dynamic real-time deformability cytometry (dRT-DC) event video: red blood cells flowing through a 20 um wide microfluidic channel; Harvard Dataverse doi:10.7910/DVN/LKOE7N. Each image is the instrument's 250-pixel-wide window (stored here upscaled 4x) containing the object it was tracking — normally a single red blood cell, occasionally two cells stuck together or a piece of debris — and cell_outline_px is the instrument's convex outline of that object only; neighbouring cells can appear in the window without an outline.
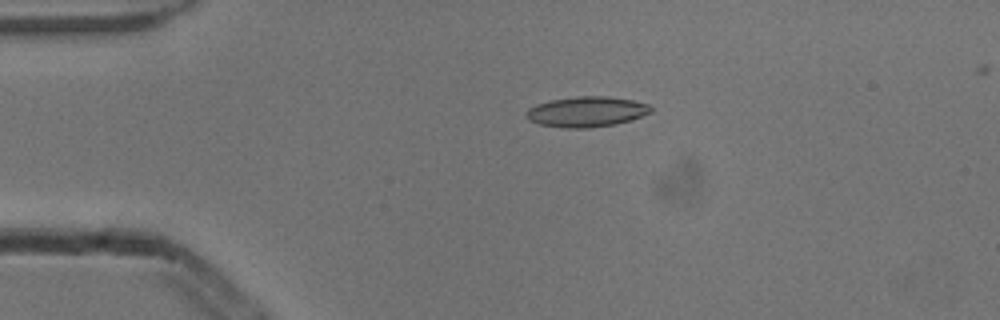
{"species": "common noctule bat (a hibernating species)", "species_latin": "Nyctalus noctula", "temperature_condition": "cold", "stored_images_in_passage": 6, "camera_frame_rate_fps": 3000, "um_per_image_px": 0.085, "animal": {"sex": "male", "body_mass_g": 13.3}, "frame": {"image": 1, "passage_image": 4, "time_ms": 1.0, "image_size_px": [1000, 320], "cell_outline_px": [[652, 112], [632, 120], [616, 124], [588, 128], [564, 128], [540, 124], [528, 120], [524, 116], [528, 108], [536, 104], [548, 100], [576, 96], [608, 96], [632, 100], [648, 104], [652, 108]], "centroid_in_image_um": [49.84, 9.49], "position_along_channel_um": 35.2, "area_um2": 22.31}}